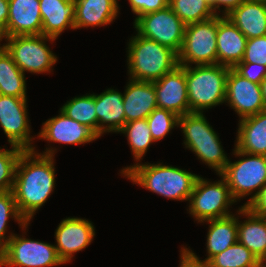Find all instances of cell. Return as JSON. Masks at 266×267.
I'll return each mask as SVG.
<instances>
[{
    "label": "cell",
    "mask_w": 266,
    "mask_h": 267,
    "mask_svg": "<svg viewBox=\"0 0 266 267\" xmlns=\"http://www.w3.org/2000/svg\"><path fill=\"white\" fill-rule=\"evenodd\" d=\"M54 150H23L16 166L13 195L19 214L29 222L46 202L55 184Z\"/></svg>",
    "instance_id": "1"
},
{
    "label": "cell",
    "mask_w": 266,
    "mask_h": 267,
    "mask_svg": "<svg viewBox=\"0 0 266 267\" xmlns=\"http://www.w3.org/2000/svg\"><path fill=\"white\" fill-rule=\"evenodd\" d=\"M127 179L154 193L173 200L188 201L198 175L173 166L135 164L121 170Z\"/></svg>",
    "instance_id": "2"
},
{
    "label": "cell",
    "mask_w": 266,
    "mask_h": 267,
    "mask_svg": "<svg viewBox=\"0 0 266 267\" xmlns=\"http://www.w3.org/2000/svg\"><path fill=\"white\" fill-rule=\"evenodd\" d=\"M127 57L130 79L137 81H157L179 65L175 51L138 33L131 38Z\"/></svg>",
    "instance_id": "3"
},
{
    "label": "cell",
    "mask_w": 266,
    "mask_h": 267,
    "mask_svg": "<svg viewBox=\"0 0 266 267\" xmlns=\"http://www.w3.org/2000/svg\"><path fill=\"white\" fill-rule=\"evenodd\" d=\"M229 67L213 65L186 66L189 113L200 112L222 104L226 99V78Z\"/></svg>",
    "instance_id": "4"
},
{
    "label": "cell",
    "mask_w": 266,
    "mask_h": 267,
    "mask_svg": "<svg viewBox=\"0 0 266 267\" xmlns=\"http://www.w3.org/2000/svg\"><path fill=\"white\" fill-rule=\"evenodd\" d=\"M183 129L185 146L208 166L220 174L228 163V158L214 129L209 125L203 113L190 112L178 118Z\"/></svg>",
    "instance_id": "5"
},
{
    "label": "cell",
    "mask_w": 266,
    "mask_h": 267,
    "mask_svg": "<svg viewBox=\"0 0 266 267\" xmlns=\"http://www.w3.org/2000/svg\"><path fill=\"white\" fill-rule=\"evenodd\" d=\"M235 154L241 157L247 156V158H242L234 163L228 161L225 169L219 175L225 178L235 200L246 197L253 193V190L259 188L243 205L247 206L266 184V156L242 152L236 147Z\"/></svg>",
    "instance_id": "6"
},
{
    "label": "cell",
    "mask_w": 266,
    "mask_h": 267,
    "mask_svg": "<svg viewBox=\"0 0 266 267\" xmlns=\"http://www.w3.org/2000/svg\"><path fill=\"white\" fill-rule=\"evenodd\" d=\"M217 29L218 15L206 21L186 25L183 43L178 53V64H217Z\"/></svg>",
    "instance_id": "7"
},
{
    "label": "cell",
    "mask_w": 266,
    "mask_h": 267,
    "mask_svg": "<svg viewBox=\"0 0 266 267\" xmlns=\"http://www.w3.org/2000/svg\"><path fill=\"white\" fill-rule=\"evenodd\" d=\"M223 180L209 183V181L198 176L193 192L188 201L189 212L198 220L206 222L217 218L230 216L228 206L237 202L231 195L225 178Z\"/></svg>",
    "instance_id": "8"
},
{
    "label": "cell",
    "mask_w": 266,
    "mask_h": 267,
    "mask_svg": "<svg viewBox=\"0 0 266 267\" xmlns=\"http://www.w3.org/2000/svg\"><path fill=\"white\" fill-rule=\"evenodd\" d=\"M5 38L8 43L2 47L8 52L23 73L25 71L31 73L50 72L52 65L57 62V57L45 44V40L55 41V38L42 34Z\"/></svg>",
    "instance_id": "9"
},
{
    "label": "cell",
    "mask_w": 266,
    "mask_h": 267,
    "mask_svg": "<svg viewBox=\"0 0 266 267\" xmlns=\"http://www.w3.org/2000/svg\"><path fill=\"white\" fill-rule=\"evenodd\" d=\"M1 266L6 267H52L64 264L55 245L12 235L0 252Z\"/></svg>",
    "instance_id": "10"
},
{
    "label": "cell",
    "mask_w": 266,
    "mask_h": 267,
    "mask_svg": "<svg viewBox=\"0 0 266 267\" xmlns=\"http://www.w3.org/2000/svg\"><path fill=\"white\" fill-rule=\"evenodd\" d=\"M134 26L142 37L180 52L186 25L170 7L140 16Z\"/></svg>",
    "instance_id": "11"
},
{
    "label": "cell",
    "mask_w": 266,
    "mask_h": 267,
    "mask_svg": "<svg viewBox=\"0 0 266 267\" xmlns=\"http://www.w3.org/2000/svg\"><path fill=\"white\" fill-rule=\"evenodd\" d=\"M26 102V98L0 94V125L10 145L23 150H34L31 145Z\"/></svg>",
    "instance_id": "12"
},
{
    "label": "cell",
    "mask_w": 266,
    "mask_h": 267,
    "mask_svg": "<svg viewBox=\"0 0 266 267\" xmlns=\"http://www.w3.org/2000/svg\"><path fill=\"white\" fill-rule=\"evenodd\" d=\"M240 119L265 111L261 85L242 77L233 68L226 78V99Z\"/></svg>",
    "instance_id": "13"
},
{
    "label": "cell",
    "mask_w": 266,
    "mask_h": 267,
    "mask_svg": "<svg viewBox=\"0 0 266 267\" xmlns=\"http://www.w3.org/2000/svg\"><path fill=\"white\" fill-rule=\"evenodd\" d=\"M153 84L158 108L172 111L179 117L189 113L186 66L178 65Z\"/></svg>",
    "instance_id": "14"
},
{
    "label": "cell",
    "mask_w": 266,
    "mask_h": 267,
    "mask_svg": "<svg viewBox=\"0 0 266 267\" xmlns=\"http://www.w3.org/2000/svg\"><path fill=\"white\" fill-rule=\"evenodd\" d=\"M94 236V226L86 219L68 217L62 220L55 232L59 258L64 264L70 262L73 254L86 248Z\"/></svg>",
    "instance_id": "15"
},
{
    "label": "cell",
    "mask_w": 266,
    "mask_h": 267,
    "mask_svg": "<svg viewBox=\"0 0 266 267\" xmlns=\"http://www.w3.org/2000/svg\"><path fill=\"white\" fill-rule=\"evenodd\" d=\"M41 139L66 144H84L98 139L86 125L71 119L60 110V114L43 123L38 135Z\"/></svg>",
    "instance_id": "16"
},
{
    "label": "cell",
    "mask_w": 266,
    "mask_h": 267,
    "mask_svg": "<svg viewBox=\"0 0 266 267\" xmlns=\"http://www.w3.org/2000/svg\"><path fill=\"white\" fill-rule=\"evenodd\" d=\"M42 34L39 0H9L7 37Z\"/></svg>",
    "instance_id": "17"
},
{
    "label": "cell",
    "mask_w": 266,
    "mask_h": 267,
    "mask_svg": "<svg viewBox=\"0 0 266 267\" xmlns=\"http://www.w3.org/2000/svg\"><path fill=\"white\" fill-rule=\"evenodd\" d=\"M217 64L234 68L243 60L247 38L226 16L218 15Z\"/></svg>",
    "instance_id": "18"
},
{
    "label": "cell",
    "mask_w": 266,
    "mask_h": 267,
    "mask_svg": "<svg viewBox=\"0 0 266 267\" xmlns=\"http://www.w3.org/2000/svg\"><path fill=\"white\" fill-rule=\"evenodd\" d=\"M123 106L126 123L147 118L157 108L153 82L130 79L123 95Z\"/></svg>",
    "instance_id": "19"
},
{
    "label": "cell",
    "mask_w": 266,
    "mask_h": 267,
    "mask_svg": "<svg viewBox=\"0 0 266 267\" xmlns=\"http://www.w3.org/2000/svg\"><path fill=\"white\" fill-rule=\"evenodd\" d=\"M95 112L98 137L104 132H119L126 123L123 94L114 89H107L95 95Z\"/></svg>",
    "instance_id": "20"
},
{
    "label": "cell",
    "mask_w": 266,
    "mask_h": 267,
    "mask_svg": "<svg viewBox=\"0 0 266 267\" xmlns=\"http://www.w3.org/2000/svg\"><path fill=\"white\" fill-rule=\"evenodd\" d=\"M42 35L57 38L67 27L75 29L74 0H39Z\"/></svg>",
    "instance_id": "21"
},
{
    "label": "cell",
    "mask_w": 266,
    "mask_h": 267,
    "mask_svg": "<svg viewBox=\"0 0 266 267\" xmlns=\"http://www.w3.org/2000/svg\"><path fill=\"white\" fill-rule=\"evenodd\" d=\"M226 17L247 39L266 36V0H245Z\"/></svg>",
    "instance_id": "22"
},
{
    "label": "cell",
    "mask_w": 266,
    "mask_h": 267,
    "mask_svg": "<svg viewBox=\"0 0 266 267\" xmlns=\"http://www.w3.org/2000/svg\"><path fill=\"white\" fill-rule=\"evenodd\" d=\"M238 214L248 216L243 223H239L237 218L238 242L258 260L266 259V218L254 214L246 206H241Z\"/></svg>",
    "instance_id": "23"
},
{
    "label": "cell",
    "mask_w": 266,
    "mask_h": 267,
    "mask_svg": "<svg viewBox=\"0 0 266 267\" xmlns=\"http://www.w3.org/2000/svg\"><path fill=\"white\" fill-rule=\"evenodd\" d=\"M75 29L112 23L118 13L117 0H74Z\"/></svg>",
    "instance_id": "24"
},
{
    "label": "cell",
    "mask_w": 266,
    "mask_h": 267,
    "mask_svg": "<svg viewBox=\"0 0 266 267\" xmlns=\"http://www.w3.org/2000/svg\"><path fill=\"white\" fill-rule=\"evenodd\" d=\"M235 147L242 152L266 156V110L240 119Z\"/></svg>",
    "instance_id": "25"
},
{
    "label": "cell",
    "mask_w": 266,
    "mask_h": 267,
    "mask_svg": "<svg viewBox=\"0 0 266 267\" xmlns=\"http://www.w3.org/2000/svg\"><path fill=\"white\" fill-rule=\"evenodd\" d=\"M207 253L205 260H210L238 241L237 217L233 214L223 218L208 220Z\"/></svg>",
    "instance_id": "26"
},
{
    "label": "cell",
    "mask_w": 266,
    "mask_h": 267,
    "mask_svg": "<svg viewBox=\"0 0 266 267\" xmlns=\"http://www.w3.org/2000/svg\"><path fill=\"white\" fill-rule=\"evenodd\" d=\"M25 75L12 57L0 47V94L26 98Z\"/></svg>",
    "instance_id": "27"
},
{
    "label": "cell",
    "mask_w": 266,
    "mask_h": 267,
    "mask_svg": "<svg viewBox=\"0 0 266 267\" xmlns=\"http://www.w3.org/2000/svg\"><path fill=\"white\" fill-rule=\"evenodd\" d=\"M61 111L68 117L86 125L97 135L95 94L75 97L62 106Z\"/></svg>",
    "instance_id": "28"
},
{
    "label": "cell",
    "mask_w": 266,
    "mask_h": 267,
    "mask_svg": "<svg viewBox=\"0 0 266 267\" xmlns=\"http://www.w3.org/2000/svg\"><path fill=\"white\" fill-rule=\"evenodd\" d=\"M169 7L185 25L216 16L205 0H169Z\"/></svg>",
    "instance_id": "29"
},
{
    "label": "cell",
    "mask_w": 266,
    "mask_h": 267,
    "mask_svg": "<svg viewBox=\"0 0 266 267\" xmlns=\"http://www.w3.org/2000/svg\"><path fill=\"white\" fill-rule=\"evenodd\" d=\"M119 132L127 135L136 161L142 159L150 144L155 142L151 136L146 118L125 123Z\"/></svg>",
    "instance_id": "30"
},
{
    "label": "cell",
    "mask_w": 266,
    "mask_h": 267,
    "mask_svg": "<svg viewBox=\"0 0 266 267\" xmlns=\"http://www.w3.org/2000/svg\"><path fill=\"white\" fill-rule=\"evenodd\" d=\"M212 267H258L259 260L238 241L210 260Z\"/></svg>",
    "instance_id": "31"
},
{
    "label": "cell",
    "mask_w": 266,
    "mask_h": 267,
    "mask_svg": "<svg viewBox=\"0 0 266 267\" xmlns=\"http://www.w3.org/2000/svg\"><path fill=\"white\" fill-rule=\"evenodd\" d=\"M10 216L18 221L22 229L27 228L29 222H26L19 214L12 190L0 193V252L6 247L13 235L8 236L9 238L4 236Z\"/></svg>",
    "instance_id": "32"
},
{
    "label": "cell",
    "mask_w": 266,
    "mask_h": 267,
    "mask_svg": "<svg viewBox=\"0 0 266 267\" xmlns=\"http://www.w3.org/2000/svg\"><path fill=\"white\" fill-rule=\"evenodd\" d=\"M11 147L12 150L0 149V193L13 189L16 166L23 151L20 147Z\"/></svg>",
    "instance_id": "33"
},
{
    "label": "cell",
    "mask_w": 266,
    "mask_h": 267,
    "mask_svg": "<svg viewBox=\"0 0 266 267\" xmlns=\"http://www.w3.org/2000/svg\"><path fill=\"white\" fill-rule=\"evenodd\" d=\"M178 118L172 111L155 108L146 118L153 140L163 139L174 126L178 127Z\"/></svg>",
    "instance_id": "34"
},
{
    "label": "cell",
    "mask_w": 266,
    "mask_h": 267,
    "mask_svg": "<svg viewBox=\"0 0 266 267\" xmlns=\"http://www.w3.org/2000/svg\"><path fill=\"white\" fill-rule=\"evenodd\" d=\"M240 63H257L266 66V36L247 39L244 57Z\"/></svg>",
    "instance_id": "35"
},
{
    "label": "cell",
    "mask_w": 266,
    "mask_h": 267,
    "mask_svg": "<svg viewBox=\"0 0 266 267\" xmlns=\"http://www.w3.org/2000/svg\"><path fill=\"white\" fill-rule=\"evenodd\" d=\"M131 10L137 14L135 21L142 15L169 7V0H129Z\"/></svg>",
    "instance_id": "36"
},
{
    "label": "cell",
    "mask_w": 266,
    "mask_h": 267,
    "mask_svg": "<svg viewBox=\"0 0 266 267\" xmlns=\"http://www.w3.org/2000/svg\"><path fill=\"white\" fill-rule=\"evenodd\" d=\"M253 67L256 68V71ZM233 69L242 77L256 84H261V81L266 77V66L262 64L238 63Z\"/></svg>",
    "instance_id": "37"
},
{
    "label": "cell",
    "mask_w": 266,
    "mask_h": 267,
    "mask_svg": "<svg viewBox=\"0 0 266 267\" xmlns=\"http://www.w3.org/2000/svg\"><path fill=\"white\" fill-rule=\"evenodd\" d=\"M180 267H212L210 261L200 260L197 255L188 248H181Z\"/></svg>",
    "instance_id": "38"
},
{
    "label": "cell",
    "mask_w": 266,
    "mask_h": 267,
    "mask_svg": "<svg viewBox=\"0 0 266 267\" xmlns=\"http://www.w3.org/2000/svg\"><path fill=\"white\" fill-rule=\"evenodd\" d=\"M246 207L254 214L266 218V184L262 187L259 194Z\"/></svg>",
    "instance_id": "39"
},
{
    "label": "cell",
    "mask_w": 266,
    "mask_h": 267,
    "mask_svg": "<svg viewBox=\"0 0 266 267\" xmlns=\"http://www.w3.org/2000/svg\"><path fill=\"white\" fill-rule=\"evenodd\" d=\"M9 17V0H0V41L7 37V22Z\"/></svg>",
    "instance_id": "40"
},
{
    "label": "cell",
    "mask_w": 266,
    "mask_h": 267,
    "mask_svg": "<svg viewBox=\"0 0 266 267\" xmlns=\"http://www.w3.org/2000/svg\"><path fill=\"white\" fill-rule=\"evenodd\" d=\"M245 0H215V3L211 6L215 15H219L216 11H220V5L225 6L224 16H227L232 10L240 6Z\"/></svg>",
    "instance_id": "41"
},
{
    "label": "cell",
    "mask_w": 266,
    "mask_h": 267,
    "mask_svg": "<svg viewBox=\"0 0 266 267\" xmlns=\"http://www.w3.org/2000/svg\"><path fill=\"white\" fill-rule=\"evenodd\" d=\"M260 85H261L263 100L266 106V77L261 81Z\"/></svg>",
    "instance_id": "42"
},
{
    "label": "cell",
    "mask_w": 266,
    "mask_h": 267,
    "mask_svg": "<svg viewBox=\"0 0 266 267\" xmlns=\"http://www.w3.org/2000/svg\"><path fill=\"white\" fill-rule=\"evenodd\" d=\"M258 267H266V259L259 260Z\"/></svg>",
    "instance_id": "43"
},
{
    "label": "cell",
    "mask_w": 266,
    "mask_h": 267,
    "mask_svg": "<svg viewBox=\"0 0 266 267\" xmlns=\"http://www.w3.org/2000/svg\"><path fill=\"white\" fill-rule=\"evenodd\" d=\"M205 1L210 7L215 3V0H205Z\"/></svg>",
    "instance_id": "44"
}]
</instances>
